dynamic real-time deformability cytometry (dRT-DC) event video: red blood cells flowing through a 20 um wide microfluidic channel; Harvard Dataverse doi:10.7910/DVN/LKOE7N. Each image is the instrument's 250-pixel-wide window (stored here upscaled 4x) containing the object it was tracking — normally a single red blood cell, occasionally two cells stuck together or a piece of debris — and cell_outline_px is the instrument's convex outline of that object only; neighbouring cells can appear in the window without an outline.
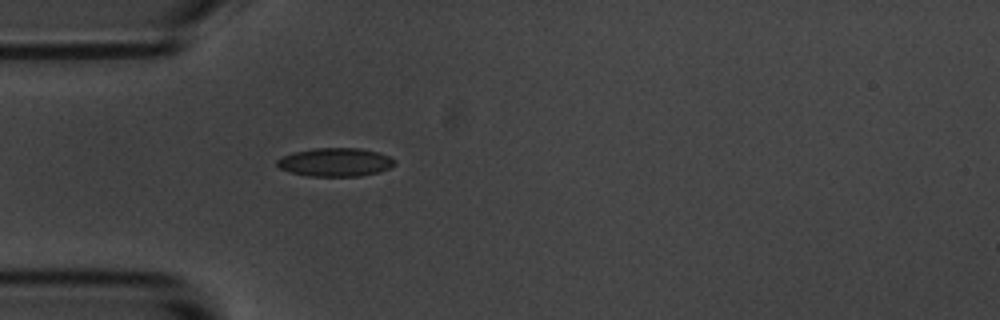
{"species": "common noctule bat (a hibernating species)", "species_latin": "Nyctalus noctula", "temperature_condition": "room temperature", "stored_images_in_passage": 1, "camera_frame_rate_fps": 3000, "um_per_image_px": 0.085, "animal": {"sex": "male", "body_mass_g": 20.1, "forearm_length_mm": 53.5}, "frame": {"image": 1, "passage_image": 1, "time_ms": 0.0, "image_size_px": [1000, 320], "cell_outline_px": [[396, 164], [380, 172], [360, 176], [308, 176], [292, 172], [280, 168], [276, 164], [276, 160], [292, 152], [312, 148], [360, 148], [376, 152], [388, 156], [396, 160]], "centroid_in_image_um": [28.5, 13.78], "position_along_channel_um": 56.5, "area_um2": 19.48}}